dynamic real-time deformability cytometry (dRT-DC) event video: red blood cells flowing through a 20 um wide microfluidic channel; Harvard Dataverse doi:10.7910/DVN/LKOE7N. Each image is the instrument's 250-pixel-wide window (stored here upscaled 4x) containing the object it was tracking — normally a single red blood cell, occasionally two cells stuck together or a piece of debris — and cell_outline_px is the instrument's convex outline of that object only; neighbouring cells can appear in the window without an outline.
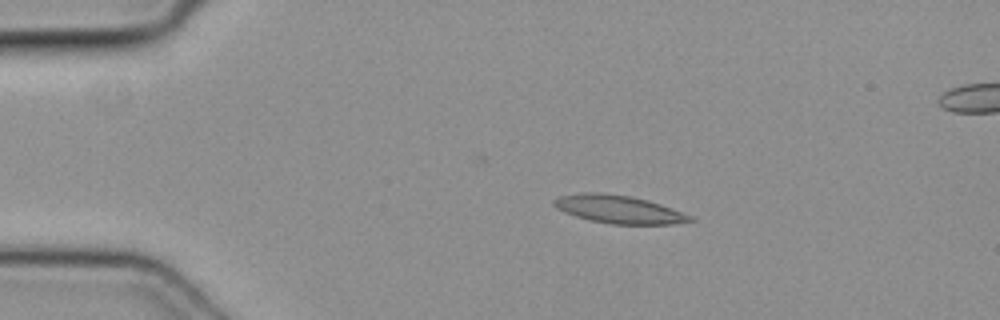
{"species": "common noctule bat (a hibernating species)", "species_latin": "Nyctalus noctula", "temperature_condition": "cold", "stored_images_in_passage": 41, "camera_frame_rate_fps": 3000, "um_per_image_px": 0.085, "animal": {"sex": "female", "body_mass_g": 19.3, "forearm_length_mm": 54.1}, "frame": {"image": 1, "passage_image": 1, "time_ms": 0.0, "image_size_px": [1000, 320], "cell_outline_px": [[696, 220], [672, 224], [612, 224], [588, 220], [564, 212], [556, 208], [552, 204], [552, 200], [560, 196], [584, 192], [600, 192], [628, 196], [648, 200], [672, 208], [692, 216]], "centroid_in_image_um": [52.57, 17.79], "position_along_channel_um": 32.4, "area_um2": 22.2}}
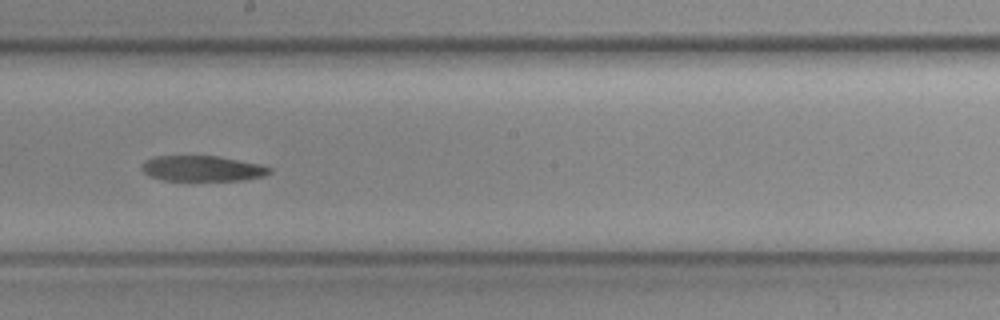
{"frame": {"image": 2, "passage_image": 19, "time_ms": 6.0, "image_size_px": [1000, 320], "cell_outline_px": [[272, 172], [264, 176], [244, 180], [192, 184], [164, 180], [152, 176], [144, 172], [140, 168], [148, 160], [156, 156], [216, 156], [260, 164], [272, 168]], "centroid_in_image_um": [17.24, 14.39], "position_along_channel_um": 231.0, "area_um2": 19.88}}
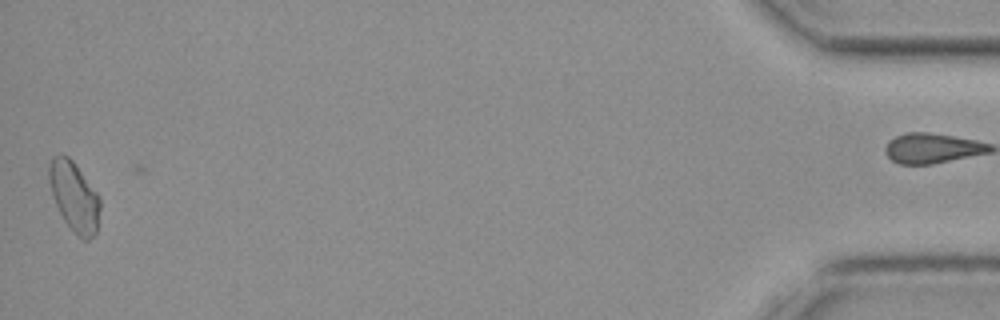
{"frame": {"image": 3, "passage_image": 40, "time_ms": 13.0, "image_size_px": [1000, 320], "cell_outline_px": [[100, 208], [96, 232], [88, 240], [84, 240], [64, 220], [52, 196], [48, 180], [48, 168], [52, 156], [60, 152], [68, 156], [72, 160], [96, 192], [100, 200]], "centroid_in_image_um": [6.28, 16.65], "position_along_channel_um": 428.9, "area_um2": 20.4}}